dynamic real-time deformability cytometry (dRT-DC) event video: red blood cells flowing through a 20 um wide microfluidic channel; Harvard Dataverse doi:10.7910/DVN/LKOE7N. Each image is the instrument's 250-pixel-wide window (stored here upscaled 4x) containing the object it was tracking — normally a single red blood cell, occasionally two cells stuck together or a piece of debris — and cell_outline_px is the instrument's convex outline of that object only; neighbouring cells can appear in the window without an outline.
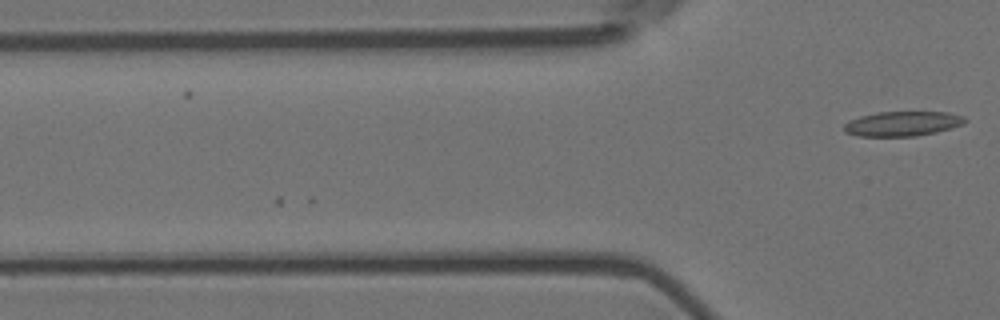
{"species": "Egyptian fruit bat (a non-hibernating species)", "species_latin": "Rousettus aegyptiacus", "temperature_condition": "room temperature", "stored_images_in_passage": 10, "camera_frame_rate_fps": 3000, "um_per_image_px": 0.085, "animal": {"sex": "female"}, "frame": {"image": 1, "passage_image": 10, "time_ms": 3.0, "image_size_px": [1000, 320], "cell_outline_px": [[968, 120], [964, 124], [952, 128], [936, 132], [916, 136], [860, 136], [844, 132], [844, 124], [848, 120], [860, 116], [876, 112], [948, 112], [964, 116]], "centroid_in_image_um": [76.73, 10.51], "position_along_channel_um": 49.1, "area_um2": 17.57}}